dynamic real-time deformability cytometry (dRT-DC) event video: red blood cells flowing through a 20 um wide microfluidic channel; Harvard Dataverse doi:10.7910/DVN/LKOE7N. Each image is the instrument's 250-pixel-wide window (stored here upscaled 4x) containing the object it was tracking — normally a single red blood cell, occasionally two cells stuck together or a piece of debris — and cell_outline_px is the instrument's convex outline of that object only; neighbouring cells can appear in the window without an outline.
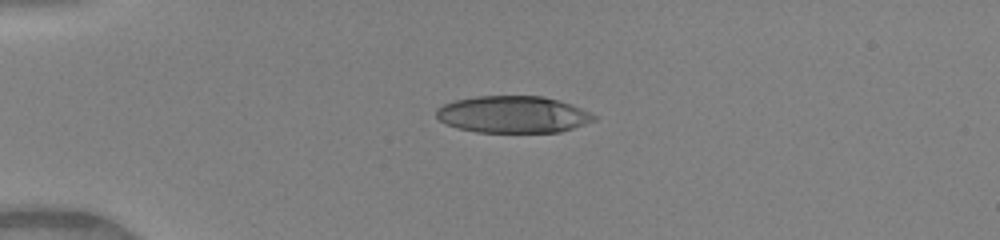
{"species": "human", "species_latin": "Homo sapiens", "temperature_condition": "warm", "stored_images_in_passage": 37, "camera_frame_rate_fps": 3000, "um_per_image_px": 0.085, "donor": {"sex": "female"}, "frame": {"image": 1, "passage_image": 1, "time_ms": 0.0, "image_size_px": [1000, 240], "cell_outline_px": [[596, 120], [560, 132], [476, 132], [460, 128], [448, 124], [440, 120], [436, 116], [436, 108], [444, 104], [456, 100], [476, 96], [544, 96], [560, 100], [580, 108], [596, 116]], "centroid_in_image_um": [43.6, 9.72], "position_along_channel_um": 41.4, "area_um2": 33.7}}
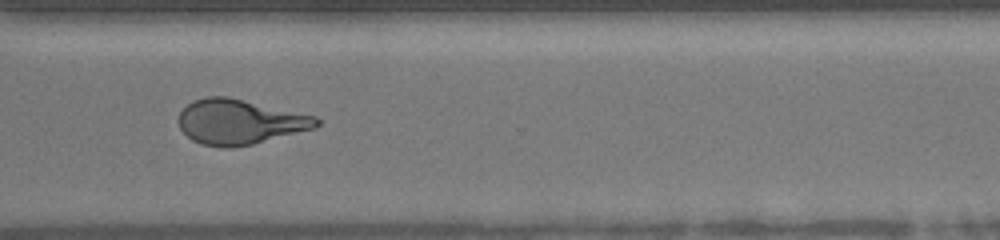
{"frame": {"image": 2, "passage_image": 26, "time_ms": 8.333, "image_size_px": [1000, 240], "cell_outline_px": [[320, 124], [316, 128], [252, 144], [232, 148], [224, 148], [204, 144], [192, 140], [180, 128], [176, 120], [180, 112], [192, 100], [204, 96], [228, 96], [316, 116], [320, 120]], "centroid_in_image_um": [20.36, 10.35], "position_along_channel_um": 350.2, "area_um2": 36.3}}
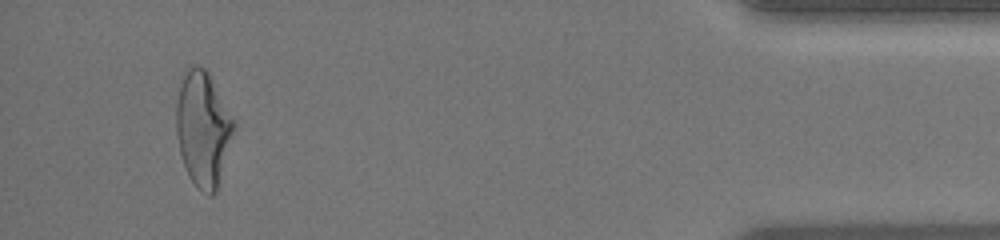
{"frame": {"image": 3, "passage_image": 35, "time_ms": 11.333, "image_size_px": [1000, 240], "cell_outline_px": [[236, 128], [216, 192], [212, 196], [208, 196], [196, 188], [188, 176], [180, 152], [176, 132], [176, 104], [180, 88], [184, 76], [188, 68], [192, 64], [196, 64], [204, 68], [208, 72], [236, 120]], "centroid_in_image_um": [17.29, 10.98], "position_along_channel_um": 417.9, "area_um2": 38.9}, "authors_computed_cell_mechanics": {"area_um2": 36.3562, "velocity_mm_per_s": 4.1551, "shape_relaxation_time_tau1_ms": 5.533, "shape_relaxation_time_tau2_ms": 1.3966, "deformation_change_tau1": 0.2362, "deformation_change_tau2": 0.1088}}